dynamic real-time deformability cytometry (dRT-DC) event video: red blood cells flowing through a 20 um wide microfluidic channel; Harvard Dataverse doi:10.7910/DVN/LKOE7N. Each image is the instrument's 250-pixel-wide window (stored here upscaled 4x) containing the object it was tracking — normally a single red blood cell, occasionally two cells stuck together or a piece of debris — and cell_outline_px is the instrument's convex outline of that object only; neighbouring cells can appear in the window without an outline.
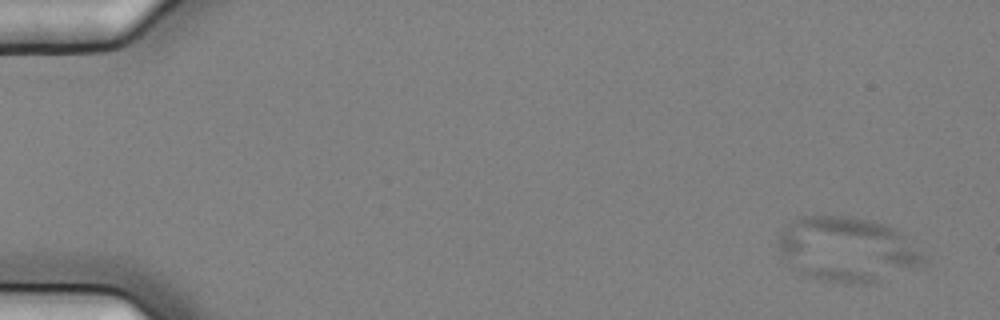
{"species": "common noctule bat (a hibernating species)", "species_latin": "Nyctalus noctula", "temperature_condition": "cold", "stored_images_in_passage": 6, "camera_frame_rate_fps": 3000, "um_per_image_px": 0.085, "animal": {"sex": "female", "body_mass_g": 25.1}, "frame": {"image": 1, "passage_image": 1, "time_ms": 0.0, "image_size_px": [1000, 320], "cell_outline_px": [[924, 264], [864, 284], [820, 280], [800, 272], [792, 268], [780, 248], [776, 240], [780, 228], [800, 216], [852, 216], [868, 220], [880, 224], [896, 232], [924, 260]], "centroid_in_image_um": [71.84, 21.17], "position_along_channel_um": 13.2, "area_um2": 52.77}}
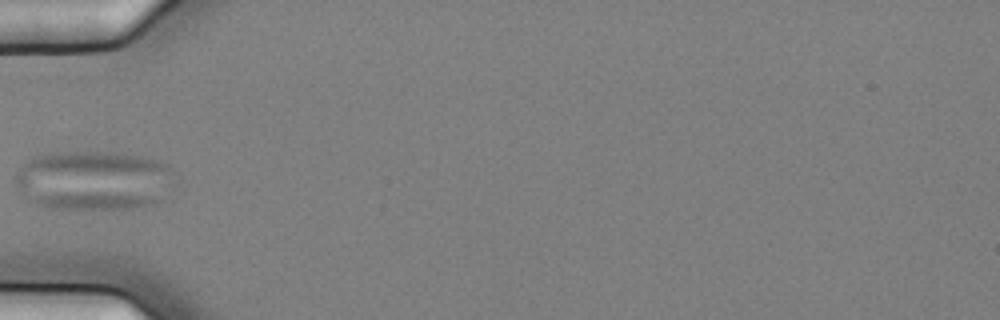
{"frame": {"image": 2, "passage_image": 6, "time_ms": 1.667, "image_size_px": [1000, 320], "cell_outline_px": [[176, 184], [156, 204], [132, 208], [52, 208], [36, 204], [28, 200], [20, 192], [16, 184], [16, 176], [20, 168], [36, 152], [116, 152], [140, 156], [160, 160], [168, 164], [176, 172]], "centroid_in_image_um": [8.02, 15.31], "position_along_channel_um": 77.0, "area_um2": 56.3}}